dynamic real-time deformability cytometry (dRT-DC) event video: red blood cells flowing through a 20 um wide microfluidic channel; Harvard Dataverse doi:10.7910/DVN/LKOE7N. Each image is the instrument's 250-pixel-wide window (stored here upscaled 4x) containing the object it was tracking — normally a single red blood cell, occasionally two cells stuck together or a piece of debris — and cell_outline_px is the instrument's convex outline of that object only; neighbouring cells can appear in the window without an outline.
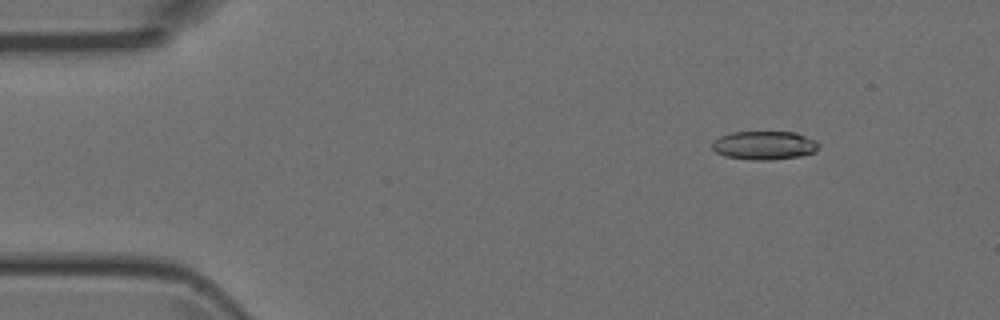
{"species": "Egyptian fruit bat (a non-hibernating species)", "species_latin": "Rousettus aegyptiacus", "temperature_condition": "room temperature", "stored_images_in_passage": 18, "camera_frame_rate_fps": 3000, "um_per_image_px": 0.085, "animal": {"sex": "female"}, "frame": {"image": 1, "passage_image": 7, "time_ms": 2.0, "image_size_px": [1000, 320], "cell_outline_px": [[820, 148], [812, 152], [800, 156], [772, 160], [752, 160], [724, 156], [716, 152], [712, 148], [712, 140], [720, 136], [732, 132], [796, 132], [816, 140], [820, 144]], "centroid_in_image_um": [64.96, 12.35], "position_along_channel_um": 20.0, "area_um2": 17.92}}
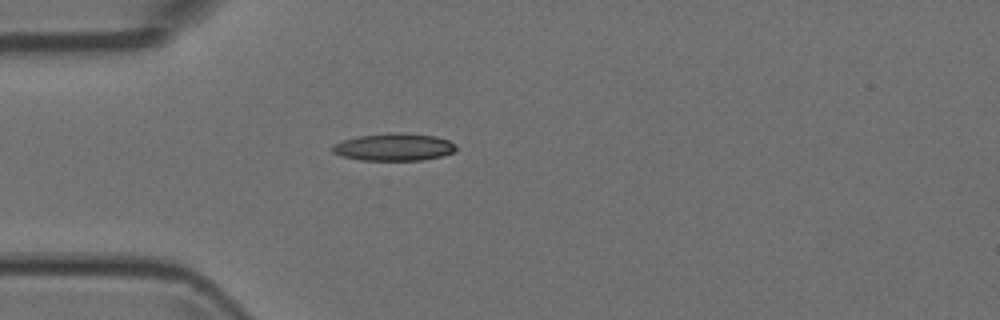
{"frame": {"image": 2, "passage_image": 15, "time_ms": 4.667, "image_size_px": [1000, 320], "cell_outline_px": [[456, 152], [424, 160], [360, 160], [340, 156], [332, 152], [332, 144], [344, 140], [360, 136], [392, 132], [400, 132], [436, 136], [448, 140], [456, 144]], "centroid_in_image_um": [33.5, 12.5], "position_along_channel_um": 51.5, "area_um2": 19.88}}